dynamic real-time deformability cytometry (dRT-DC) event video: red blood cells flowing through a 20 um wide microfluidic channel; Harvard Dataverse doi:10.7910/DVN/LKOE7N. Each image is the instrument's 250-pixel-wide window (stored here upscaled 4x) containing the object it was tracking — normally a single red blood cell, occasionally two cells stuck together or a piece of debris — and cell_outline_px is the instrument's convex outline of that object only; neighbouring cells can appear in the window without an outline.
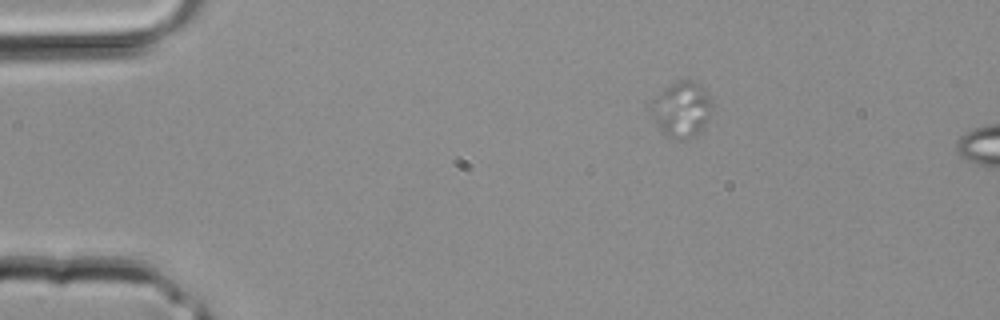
{"species": "common noctule bat (a hibernating species)", "species_latin": "Nyctalus noctula", "temperature_condition": "room temperature", "stored_images_in_passage": 2, "camera_frame_rate_fps": 3000, "um_per_image_px": 0.085, "animal": {"sex": "male", "body_mass_g": 20.4}, "frame": {"image": 1, "passage_image": 1, "time_ms": 0.0, "image_size_px": [1000, 320], "cell_outline_px": [[712, 112], [704, 124], [688, 140], [680, 140], [668, 136], [656, 124], [652, 116], [652, 112], [656, 96], [664, 88], [680, 80], [692, 80], [704, 88], [712, 104]], "centroid_in_image_um": [57.96, 9.29], "position_along_channel_um": 27.0, "area_um2": 19.07}}